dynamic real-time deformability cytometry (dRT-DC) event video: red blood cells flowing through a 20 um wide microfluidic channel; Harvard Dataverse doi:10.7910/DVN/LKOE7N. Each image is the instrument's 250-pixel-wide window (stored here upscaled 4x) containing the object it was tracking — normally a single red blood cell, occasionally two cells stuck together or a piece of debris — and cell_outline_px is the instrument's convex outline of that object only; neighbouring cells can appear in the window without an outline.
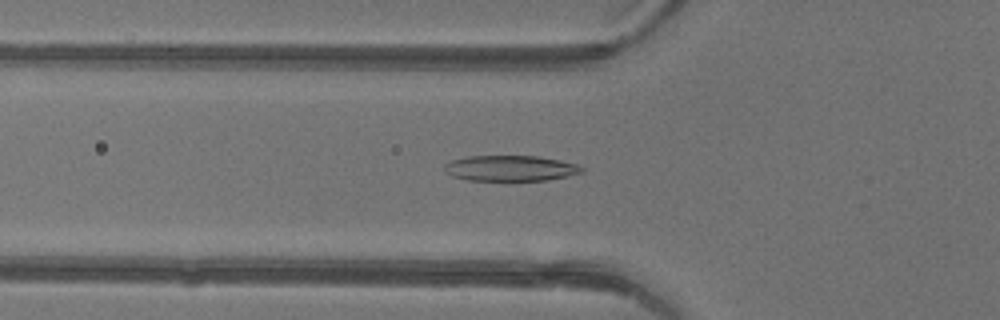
{"species": "common noctule bat (a hibernating species)", "species_latin": "Nyctalus noctula", "temperature_condition": "warm", "stored_images_in_passage": 40, "camera_frame_rate_fps": 3000, "um_per_image_px": 0.085, "animal": {"sex": "female"}, "frame": {"image": 1, "passage_image": 10, "time_ms": 3.0, "image_size_px": [1000, 320], "cell_outline_px": [[584, 172], [548, 180], [468, 180], [452, 176], [444, 172], [444, 164], [452, 160], [468, 156], [540, 156], [560, 160], [576, 164], [584, 168]], "centroid_in_image_um": [43.38, 14.29], "position_along_channel_um": 82.4, "area_um2": 20.52}}
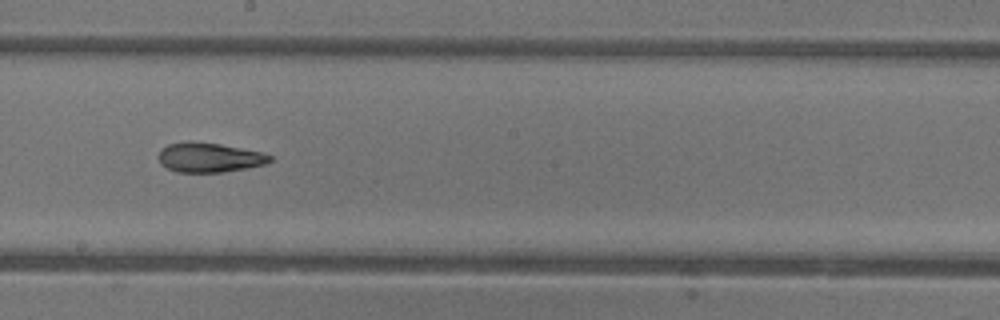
{"frame": {"image": 2, "passage_image": 20, "time_ms": 6.333, "image_size_px": [1000, 320], "cell_outline_px": [[272, 160], [264, 164], [224, 172], [176, 172], [160, 164], [160, 152], [168, 144], [188, 140], [192, 140], [220, 144], [264, 152], [272, 156]], "centroid_in_image_um": [17.8, 13.37], "position_along_channel_um": 230.4, "area_um2": 19.19}}
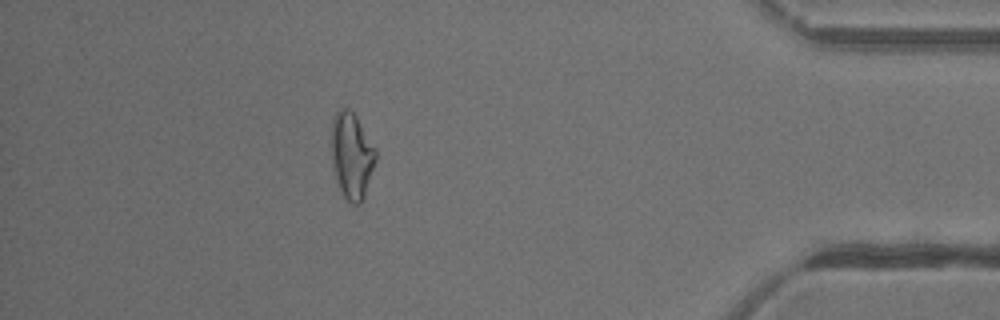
{"frame": {"image": 3, "passage_image": 35, "time_ms": 11.333, "image_size_px": [1000, 320], "cell_outline_px": [[376, 160], [364, 196], [360, 204], [352, 204], [344, 196], [336, 184], [332, 164], [332, 120], [336, 112], [344, 108], [348, 108], [356, 116], [376, 148]], "centroid_in_image_um": [29.89, 13.24], "position_along_channel_um": 405.3, "area_um2": 22.2}, "authors_computed_cell_mechanics": {"area_um2": 20.7213, "velocity_mm_per_s": 4.4177, "shape_relaxation_time_tau1_ms": 8.4853, "shape_relaxation_time_tau2_ms": 2.8007, "deformation_change_tau1": 0.2678, "deformation_change_tau2": 0.1204}}